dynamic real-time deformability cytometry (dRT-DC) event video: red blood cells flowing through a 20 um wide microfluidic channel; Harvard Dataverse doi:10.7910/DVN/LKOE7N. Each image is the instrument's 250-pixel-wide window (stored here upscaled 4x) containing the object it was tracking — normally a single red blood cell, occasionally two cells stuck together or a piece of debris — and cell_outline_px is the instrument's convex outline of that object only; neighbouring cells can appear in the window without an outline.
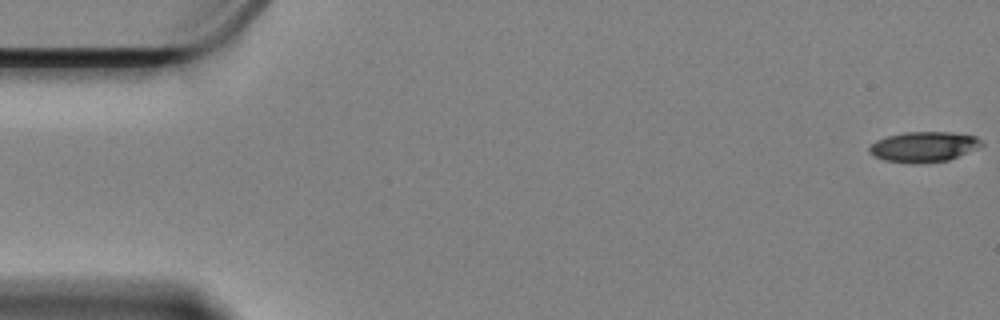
{"species": "Egyptian fruit bat (a non-hibernating species)", "species_latin": "Rousettus aegyptiacus", "temperature_condition": "cold", "stored_images_in_passage": 5, "camera_frame_rate_fps": 3000, "um_per_image_px": 0.085, "animal": {"sex": "female"}, "frame": {"image": 1, "passage_image": 1, "time_ms": 0.0, "image_size_px": [1000, 320], "cell_outline_px": [[984, 144], [980, 148], [948, 160], [912, 164], [884, 160], [868, 152], [868, 148], [876, 140], [884, 136], [904, 132], [952, 132], [976, 136], [984, 140]], "centroid_in_image_um": [78.55, 12.47], "position_along_channel_um": 6.5, "area_um2": 20.11}}